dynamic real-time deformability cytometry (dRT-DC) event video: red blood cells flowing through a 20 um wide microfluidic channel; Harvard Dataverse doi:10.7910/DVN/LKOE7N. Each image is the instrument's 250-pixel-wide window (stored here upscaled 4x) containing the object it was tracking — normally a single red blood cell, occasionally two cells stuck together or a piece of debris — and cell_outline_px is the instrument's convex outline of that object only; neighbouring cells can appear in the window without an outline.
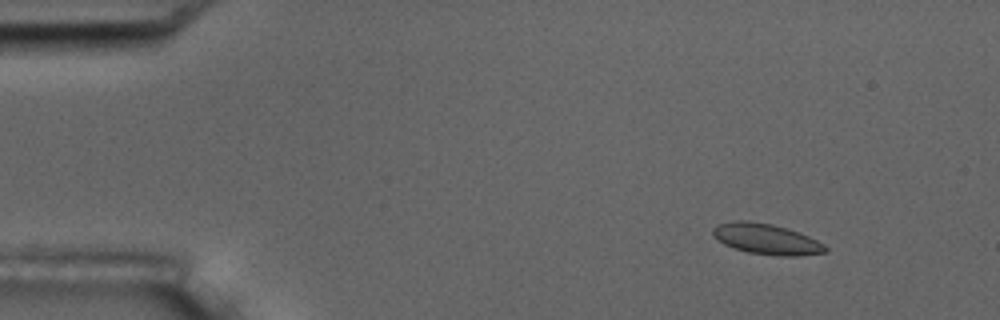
{"species": "common noctule bat (a hibernating species)", "species_latin": "Nyctalus noctula", "temperature_condition": "room temperature", "stored_images_in_passage": 6, "camera_frame_rate_fps": 3000, "um_per_image_px": 0.085, "animal": {"sex": "male", "body_mass_g": 17.5, "forearm_length_mm": 52.3}, "frame": {"image": 1, "passage_image": 2, "time_ms": 1.333, "image_size_px": [1000, 320], "cell_outline_px": [[828, 252], [800, 256], [776, 256], [748, 252], [724, 244], [712, 236], [712, 228], [716, 224], [736, 220], [748, 220], [772, 224], [808, 236], [824, 244], [828, 248]], "centroid_in_image_um": [65.12, 20.32], "position_along_channel_um": 19.9, "area_um2": 20.11}}
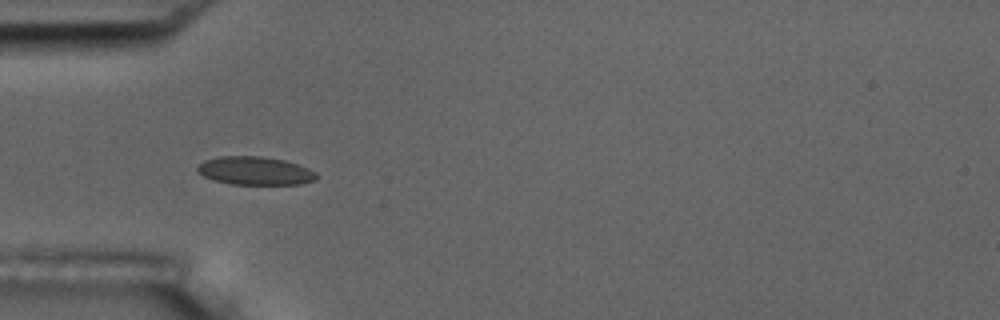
{"frame": {"image": 2, "passage_image": 5, "time_ms": 5.0, "image_size_px": [1000, 320], "cell_outline_px": [[316, 180], [300, 184], [232, 184], [216, 180], [204, 176], [196, 172], [196, 164], [204, 160], [220, 156], [260, 156], [284, 160], [308, 168], [316, 172]], "centroid_in_image_um": [21.64, 14.51], "position_along_channel_um": 63.4, "area_um2": 19.59}}